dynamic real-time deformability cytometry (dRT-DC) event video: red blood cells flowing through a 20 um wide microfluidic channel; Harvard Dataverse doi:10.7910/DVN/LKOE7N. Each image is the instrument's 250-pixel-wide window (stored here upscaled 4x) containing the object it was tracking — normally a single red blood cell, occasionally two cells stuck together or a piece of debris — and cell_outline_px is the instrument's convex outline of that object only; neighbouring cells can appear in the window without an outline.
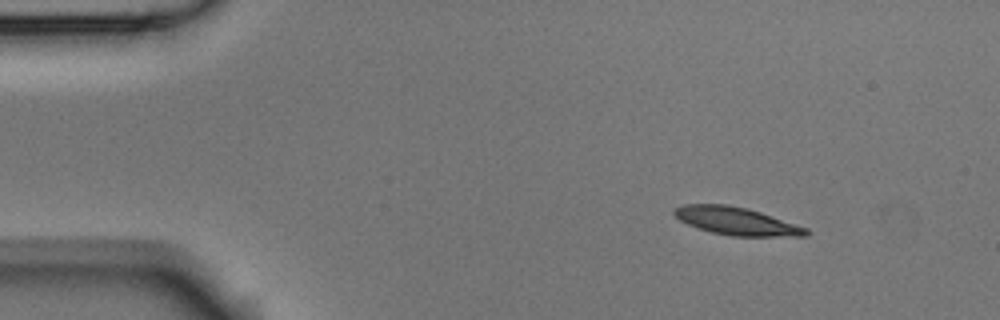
{"species": "Egyptian fruit bat (a non-hibernating species)", "species_latin": "Rousettus aegyptiacus", "temperature_condition": "room temperature", "stored_images_in_passage": 3, "camera_frame_rate_fps": 3000, "um_per_image_px": 0.085, "animal": {"sex": "male"}, "frame": {"image": 1, "passage_image": 1, "time_ms": 0.0, "image_size_px": [1000, 320], "cell_outline_px": [[812, 232], [808, 236], [732, 236], [712, 232], [688, 224], [680, 220], [672, 212], [676, 208], [684, 204], [724, 204], [748, 208], [808, 228]], "centroid_in_image_um": [62.65, 18.79], "position_along_channel_um": 22.4, "area_um2": 21.21}}